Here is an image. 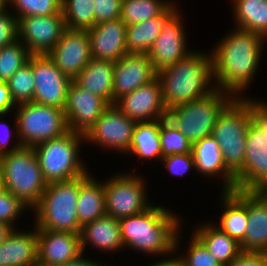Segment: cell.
<instances>
[{
	"label": "cell",
	"mask_w": 267,
	"mask_h": 266,
	"mask_svg": "<svg viewBox=\"0 0 267 266\" xmlns=\"http://www.w3.org/2000/svg\"><path fill=\"white\" fill-rule=\"evenodd\" d=\"M228 32L210 50L216 88L236 98L251 97L246 93L255 83L267 40L236 27Z\"/></svg>",
	"instance_id": "cell-1"
},
{
	"label": "cell",
	"mask_w": 267,
	"mask_h": 266,
	"mask_svg": "<svg viewBox=\"0 0 267 266\" xmlns=\"http://www.w3.org/2000/svg\"><path fill=\"white\" fill-rule=\"evenodd\" d=\"M181 215L154 203L141 213L119 219L124 248L162 259L175 254L176 237L184 224ZM182 223V224H181ZM167 255V256H166Z\"/></svg>",
	"instance_id": "cell-2"
},
{
	"label": "cell",
	"mask_w": 267,
	"mask_h": 266,
	"mask_svg": "<svg viewBox=\"0 0 267 266\" xmlns=\"http://www.w3.org/2000/svg\"><path fill=\"white\" fill-rule=\"evenodd\" d=\"M193 50L175 64L158 71L167 109L206 96L216 89L212 54Z\"/></svg>",
	"instance_id": "cell-3"
},
{
	"label": "cell",
	"mask_w": 267,
	"mask_h": 266,
	"mask_svg": "<svg viewBox=\"0 0 267 266\" xmlns=\"http://www.w3.org/2000/svg\"><path fill=\"white\" fill-rule=\"evenodd\" d=\"M80 177L47 184L38 204L32 209L37 229L80 234L77 200ZM34 212V213H33Z\"/></svg>",
	"instance_id": "cell-4"
},
{
	"label": "cell",
	"mask_w": 267,
	"mask_h": 266,
	"mask_svg": "<svg viewBox=\"0 0 267 266\" xmlns=\"http://www.w3.org/2000/svg\"><path fill=\"white\" fill-rule=\"evenodd\" d=\"M84 143L83 134L69 130L57 138L33 147L48 184L72 180L86 175L91 170L81 157L80 151Z\"/></svg>",
	"instance_id": "cell-5"
},
{
	"label": "cell",
	"mask_w": 267,
	"mask_h": 266,
	"mask_svg": "<svg viewBox=\"0 0 267 266\" xmlns=\"http://www.w3.org/2000/svg\"><path fill=\"white\" fill-rule=\"evenodd\" d=\"M250 120V97H235L218 116L212 131L222 151L225 167L235 180L243 173Z\"/></svg>",
	"instance_id": "cell-6"
},
{
	"label": "cell",
	"mask_w": 267,
	"mask_h": 266,
	"mask_svg": "<svg viewBox=\"0 0 267 266\" xmlns=\"http://www.w3.org/2000/svg\"><path fill=\"white\" fill-rule=\"evenodd\" d=\"M250 124L247 129L243 173L235 180V189H267V100L250 97Z\"/></svg>",
	"instance_id": "cell-7"
},
{
	"label": "cell",
	"mask_w": 267,
	"mask_h": 266,
	"mask_svg": "<svg viewBox=\"0 0 267 266\" xmlns=\"http://www.w3.org/2000/svg\"><path fill=\"white\" fill-rule=\"evenodd\" d=\"M33 147L22 146L3 155L1 187L10 191L31 210L47 187Z\"/></svg>",
	"instance_id": "cell-8"
},
{
	"label": "cell",
	"mask_w": 267,
	"mask_h": 266,
	"mask_svg": "<svg viewBox=\"0 0 267 266\" xmlns=\"http://www.w3.org/2000/svg\"><path fill=\"white\" fill-rule=\"evenodd\" d=\"M234 98L216 88L206 96L168 109L166 118L193 144L212 135L218 116Z\"/></svg>",
	"instance_id": "cell-9"
},
{
	"label": "cell",
	"mask_w": 267,
	"mask_h": 266,
	"mask_svg": "<svg viewBox=\"0 0 267 266\" xmlns=\"http://www.w3.org/2000/svg\"><path fill=\"white\" fill-rule=\"evenodd\" d=\"M14 115L23 146L34 147L69 131L63 109L32 101L16 104Z\"/></svg>",
	"instance_id": "cell-10"
},
{
	"label": "cell",
	"mask_w": 267,
	"mask_h": 266,
	"mask_svg": "<svg viewBox=\"0 0 267 266\" xmlns=\"http://www.w3.org/2000/svg\"><path fill=\"white\" fill-rule=\"evenodd\" d=\"M127 172V173H126ZM122 169L104 180L106 215L116 219L143 212L152 205L148 199V181L141 173Z\"/></svg>",
	"instance_id": "cell-11"
},
{
	"label": "cell",
	"mask_w": 267,
	"mask_h": 266,
	"mask_svg": "<svg viewBox=\"0 0 267 266\" xmlns=\"http://www.w3.org/2000/svg\"><path fill=\"white\" fill-rule=\"evenodd\" d=\"M136 121L129 119L115 105H109L94 126L84 135L85 144L99 146L102 150L127 155L133 139Z\"/></svg>",
	"instance_id": "cell-12"
},
{
	"label": "cell",
	"mask_w": 267,
	"mask_h": 266,
	"mask_svg": "<svg viewBox=\"0 0 267 266\" xmlns=\"http://www.w3.org/2000/svg\"><path fill=\"white\" fill-rule=\"evenodd\" d=\"M179 8L178 5L163 20L161 33L147 52V56L157 71L175 64L193 51L188 46L185 17H182L184 13Z\"/></svg>",
	"instance_id": "cell-13"
},
{
	"label": "cell",
	"mask_w": 267,
	"mask_h": 266,
	"mask_svg": "<svg viewBox=\"0 0 267 266\" xmlns=\"http://www.w3.org/2000/svg\"><path fill=\"white\" fill-rule=\"evenodd\" d=\"M18 40L32 55L48 54L67 29L63 12L17 20Z\"/></svg>",
	"instance_id": "cell-14"
},
{
	"label": "cell",
	"mask_w": 267,
	"mask_h": 266,
	"mask_svg": "<svg viewBox=\"0 0 267 266\" xmlns=\"http://www.w3.org/2000/svg\"><path fill=\"white\" fill-rule=\"evenodd\" d=\"M35 79L33 102L64 109L71 79L63 74L46 54L31 55Z\"/></svg>",
	"instance_id": "cell-15"
},
{
	"label": "cell",
	"mask_w": 267,
	"mask_h": 266,
	"mask_svg": "<svg viewBox=\"0 0 267 266\" xmlns=\"http://www.w3.org/2000/svg\"><path fill=\"white\" fill-rule=\"evenodd\" d=\"M108 106L102 97L80 87L72 80L63 109L69 130L85 135Z\"/></svg>",
	"instance_id": "cell-16"
},
{
	"label": "cell",
	"mask_w": 267,
	"mask_h": 266,
	"mask_svg": "<svg viewBox=\"0 0 267 266\" xmlns=\"http://www.w3.org/2000/svg\"><path fill=\"white\" fill-rule=\"evenodd\" d=\"M47 55L63 74L73 80L92 59L87 30L67 28Z\"/></svg>",
	"instance_id": "cell-17"
},
{
	"label": "cell",
	"mask_w": 267,
	"mask_h": 266,
	"mask_svg": "<svg viewBox=\"0 0 267 266\" xmlns=\"http://www.w3.org/2000/svg\"><path fill=\"white\" fill-rule=\"evenodd\" d=\"M115 105L124 115L136 122L164 119L168 111L163 101L158 77L135 91L123 95L115 102Z\"/></svg>",
	"instance_id": "cell-18"
},
{
	"label": "cell",
	"mask_w": 267,
	"mask_h": 266,
	"mask_svg": "<svg viewBox=\"0 0 267 266\" xmlns=\"http://www.w3.org/2000/svg\"><path fill=\"white\" fill-rule=\"evenodd\" d=\"M147 54L127 53L115 61L113 72V104L123 95L131 93L157 77Z\"/></svg>",
	"instance_id": "cell-19"
},
{
	"label": "cell",
	"mask_w": 267,
	"mask_h": 266,
	"mask_svg": "<svg viewBox=\"0 0 267 266\" xmlns=\"http://www.w3.org/2000/svg\"><path fill=\"white\" fill-rule=\"evenodd\" d=\"M37 235L40 266H61L83 253L80 234L37 229Z\"/></svg>",
	"instance_id": "cell-20"
},
{
	"label": "cell",
	"mask_w": 267,
	"mask_h": 266,
	"mask_svg": "<svg viewBox=\"0 0 267 266\" xmlns=\"http://www.w3.org/2000/svg\"><path fill=\"white\" fill-rule=\"evenodd\" d=\"M235 191L247 202L248 224L240 244L242 251L267 252V193Z\"/></svg>",
	"instance_id": "cell-21"
},
{
	"label": "cell",
	"mask_w": 267,
	"mask_h": 266,
	"mask_svg": "<svg viewBox=\"0 0 267 266\" xmlns=\"http://www.w3.org/2000/svg\"><path fill=\"white\" fill-rule=\"evenodd\" d=\"M127 25L120 19L109 20L87 29L92 58L118 61L127 53Z\"/></svg>",
	"instance_id": "cell-22"
},
{
	"label": "cell",
	"mask_w": 267,
	"mask_h": 266,
	"mask_svg": "<svg viewBox=\"0 0 267 266\" xmlns=\"http://www.w3.org/2000/svg\"><path fill=\"white\" fill-rule=\"evenodd\" d=\"M192 155L197 174L208 178H216L222 182L221 191L235 190V177L226 169L222 151L216 139L210 135L192 144ZM216 177V178H215Z\"/></svg>",
	"instance_id": "cell-23"
},
{
	"label": "cell",
	"mask_w": 267,
	"mask_h": 266,
	"mask_svg": "<svg viewBox=\"0 0 267 266\" xmlns=\"http://www.w3.org/2000/svg\"><path fill=\"white\" fill-rule=\"evenodd\" d=\"M38 265L37 228L11 229L0 244V266Z\"/></svg>",
	"instance_id": "cell-24"
},
{
	"label": "cell",
	"mask_w": 267,
	"mask_h": 266,
	"mask_svg": "<svg viewBox=\"0 0 267 266\" xmlns=\"http://www.w3.org/2000/svg\"><path fill=\"white\" fill-rule=\"evenodd\" d=\"M81 249L85 254L87 249L101 251V253L111 254L122 251L125 252L121 237L119 219L109 215H104L93 222L81 227L80 231ZM89 246H91L89 248ZM87 247V248H86Z\"/></svg>",
	"instance_id": "cell-25"
},
{
	"label": "cell",
	"mask_w": 267,
	"mask_h": 266,
	"mask_svg": "<svg viewBox=\"0 0 267 266\" xmlns=\"http://www.w3.org/2000/svg\"><path fill=\"white\" fill-rule=\"evenodd\" d=\"M219 203L221 215L214 224L241 244L248 224L247 202L233 190L221 191Z\"/></svg>",
	"instance_id": "cell-26"
},
{
	"label": "cell",
	"mask_w": 267,
	"mask_h": 266,
	"mask_svg": "<svg viewBox=\"0 0 267 266\" xmlns=\"http://www.w3.org/2000/svg\"><path fill=\"white\" fill-rule=\"evenodd\" d=\"M97 179L91 171L80 176L77 216L81 226L106 215L104 180Z\"/></svg>",
	"instance_id": "cell-27"
},
{
	"label": "cell",
	"mask_w": 267,
	"mask_h": 266,
	"mask_svg": "<svg viewBox=\"0 0 267 266\" xmlns=\"http://www.w3.org/2000/svg\"><path fill=\"white\" fill-rule=\"evenodd\" d=\"M115 62L92 58L73 79L80 87L113 104V72Z\"/></svg>",
	"instance_id": "cell-28"
},
{
	"label": "cell",
	"mask_w": 267,
	"mask_h": 266,
	"mask_svg": "<svg viewBox=\"0 0 267 266\" xmlns=\"http://www.w3.org/2000/svg\"><path fill=\"white\" fill-rule=\"evenodd\" d=\"M195 224L191 231L216 258L218 263L226 265L236 259L242 252L240 244L218 228L213 222ZM206 223V224H205Z\"/></svg>",
	"instance_id": "cell-29"
},
{
	"label": "cell",
	"mask_w": 267,
	"mask_h": 266,
	"mask_svg": "<svg viewBox=\"0 0 267 266\" xmlns=\"http://www.w3.org/2000/svg\"><path fill=\"white\" fill-rule=\"evenodd\" d=\"M176 0L159 17L126 28V48L128 53L147 54L162 30L163 20L179 5Z\"/></svg>",
	"instance_id": "cell-30"
},
{
	"label": "cell",
	"mask_w": 267,
	"mask_h": 266,
	"mask_svg": "<svg viewBox=\"0 0 267 266\" xmlns=\"http://www.w3.org/2000/svg\"><path fill=\"white\" fill-rule=\"evenodd\" d=\"M229 1L235 24L232 26L257 33L267 40V0Z\"/></svg>",
	"instance_id": "cell-31"
},
{
	"label": "cell",
	"mask_w": 267,
	"mask_h": 266,
	"mask_svg": "<svg viewBox=\"0 0 267 266\" xmlns=\"http://www.w3.org/2000/svg\"><path fill=\"white\" fill-rule=\"evenodd\" d=\"M160 120L137 122L133 131V139L128 156L137 157L142 163L153 159L161 161L162 149L159 137ZM143 160V161H142Z\"/></svg>",
	"instance_id": "cell-32"
},
{
	"label": "cell",
	"mask_w": 267,
	"mask_h": 266,
	"mask_svg": "<svg viewBox=\"0 0 267 266\" xmlns=\"http://www.w3.org/2000/svg\"><path fill=\"white\" fill-rule=\"evenodd\" d=\"M174 0H123L120 19L128 26L159 17Z\"/></svg>",
	"instance_id": "cell-33"
},
{
	"label": "cell",
	"mask_w": 267,
	"mask_h": 266,
	"mask_svg": "<svg viewBox=\"0 0 267 266\" xmlns=\"http://www.w3.org/2000/svg\"><path fill=\"white\" fill-rule=\"evenodd\" d=\"M181 231H183L182 228L179 230L176 237L175 254L183 262L184 266H225L221 263H218L216 258L208 252V249L205 247V245L193 233L190 234L191 236L188 238L189 244H186L187 248H185V251L183 252L180 249L183 244L181 241L183 238V232L181 233Z\"/></svg>",
	"instance_id": "cell-34"
},
{
	"label": "cell",
	"mask_w": 267,
	"mask_h": 266,
	"mask_svg": "<svg viewBox=\"0 0 267 266\" xmlns=\"http://www.w3.org/2000/svg\"><path fill=\"white\" fill-rule=\"evenodd\" d=\"M95 0H62V12L68 29L87 30L94 27Z\"/></svg>",
	"instance_id": "cell-35"
},
{
	"label": "cell",
	"mask_w": 267,
	"mask_h": 266,
	"mask_svg": "<svg viewBox=\"0 0 267 266\" xmlns=\"http://www.w3.org/2000/svg\"><path fill=\"white\" fill-rule=\"evenodd\" d=\"M31 55L20 40L1 47L0 79L7 82L22 66L28 63Z\"/></svg>",
	"instance_id": "cell-36"
},
{
	"label": "cell",
	"mask_w": 267,
	"mask_h": 266,
	"mask_svg": "<svg viewBox=\"0 0 267 266\" xmlns=\"http://www.w3.org/2000/svg\"><path fill=\"white\" fill-rule=\"evenodd\" d=\"M159 137L162 157L192 153V143L167 118L160 119Z\"/></svg>",
	"instance_id": "cell-37"
},
{
	"label": "cell",
	"mask_w": 267,
	"mask_h": 266,
	"mask_svg": "<svg viewBox=\"0 0 267 266\" xmlns=\"http://www.w3.org/2000/svg\"><path fill=\"white\" fill-rule=\"evenodd\" d=\"M6 83L15 104L33 101L35 79L31 67V56L28 63L22 66Z\"/></svg>",
	"instance_id": "cell-38"
},
{
	"label": "cell",
	"mask_w": 267,
	"mask_h": 266,
	"mask_svg": "<svg viewBox=\"0 0 267 266\" xmlns=\"http://www.w3.org/2000/svg\"><path fill=\"white\" fill-rule=\"evenodd\" d=\"M9 8L17 20L28 16H48L62 12V0H9Z\"/></svg>",
	"instance_id": "cell-39"
},
{
	"label": "cell",
	"mask_w": 267,
	"mask_h": 266,
	"mask_svg": "<svg viewBox=\"0 0 267 266\" xmlns=\"http://www.w3.org/2000/svg\"><path fill=\"white\" fill-rule=\"evenodd\" d=\"M31 213V209L10 191L0 187V223L7 225L11 229H18L17 220ZM26 213V214H25Z\"/></svg>",
	"instance_id": "cell-40"
},
{
	"label": "cell",
	"mask_w": 267,
	"mask_h": 266,
	"mask_svg": "<svg viewBox=\"0 0 267 266\" xmlns=\"http://www.w3.org/2000/svg\"><path fill=\"white\" fill-rule=\"evenodd\" d=\"M8 117H12V119L14 118L13 121H11L13 122L11 124H14L13 126L10 125L8 119L5 120ZM11 127H13L14 129ZM22 146L23 145L20 143L18 137L17 120L14 116V112L0 115V154L4 155L6 153L13 152L15 150H18Z\"/></svg>",
	"instance_id": "cell-41"
},
{
	"label": "cell",
	"mask_w": 267,
	"mask_h": 266,
	"mask_svg": "<svg viewBox=\"0 0 267 266\" xmlns=\"http://www.w3.org/2000/svg\"><path fill=\"white\" fill-rule=\"evenodd\" d=\"M161 165L168 171V174L175 176H187L189 172L196 171L192 153L173 154L161 158Z\"/></svg>",
	"instance_id": "cell-42"
},
{
	"label": "cell",
	"mask_w": 267,
	"mask_h": 266,
	"mask_svg": "<svg viewBox=\"0 0 267 266\" xmlns=\"http://www.w3.org/2000/svg\"><path fill=\"white\" fill-rule=\"evenodd\" d=\"M123 0H95L94 26L109 20L120 18Z\"/></svg>",
	"instance_id": "cell-43"
},
{
	"label": "cell",
	"mask_w": 267,
	"mask_h": 266,
	"mask_svg": "<svg viewBox=\"0 0 267 266\" xmlns=\"http://www.w3.org/2000/svg\"><path fill=\"white\" fill-rule=\"evenodd\" d=\"M18 40L17 18L9 9L0 14V48Z\"/></svg>",
	"instance_id": "cell-44"
},
{
	"label": "cell",
	"mask_w": 267,
	"mask_h": 266,
	"mask_svg": "<svg viewBox=\"0 0 267 266\" xmlns=\"http://www.w3.org/2000/svg\"><path fill=\"white\" fill-rule=\"evenodd\" d=\"M267 252L242 251L240 255L225 266H265Z\"/></svg>",
	"instance_id": "cell-45"
},
{
	"label": "cell",
	"mask_w": 267,
	"mask_h": 266,
	"mask_svg": "<svg viewBox=\"0 0 267 266\" xmlns=\"http://www.w3.org/2000/svg\"><path fill=\"white\" fill-rule=\"evenodd\" d=\"M16 108L6 82L0 86V115L13 113Z\"/></svg>",
	"instance_id": "cell-46"
},
{
	"label": "cell",
	"mask_w": 267,
	"mask_h": 266,
	"mask_svg": "<svg viewBox=\"0 0 267 266\" xmlns=\"http://www.w3.org/2000/svg\"><path fill=\"white\" fill-rule=\"evenodd\" d=\"M86 254L82 253L78 258L69 261L66 264L61 266H108L107 263H102L103 261H99L96 259L89 258ZM107 264V265H106Z\"/></svg>",
	"instance_id": "cell-47"
},
{
	"label": "cell",
	"mask_w": 267,
	"mask_h": 266,
	"mask_svg": "<svg viewBox=\"0 0 267 266\" xmlns=\"http://www.w3.org/2000/svg\"><path fill=\"white\" fill-rule=\"evenodd\" d=\"M148 266H184V264L178 258V256H176V254H174V255L167 257V258H164V259L161 258L160 260L158 257L157 262H156V260H154V262L149 263Z\"/></svg>",
	"instance_id": "cell-48"
},
{
	"label": "cell",
	"mask_w": 267,
	"mask_h": 266,
	"mask_svg": "<svg viewBox=\"0 0 267 266\" xmlns=\"http://www.w3.org/2000/svg\"><path fill=\"white\" fill-rule=\"evenodd\" d=\"M11 228L5 224L0 223V244L4 241Z\"/></svg>",
	"instance_id": "cell-49"
},
{
	"label": "cell",
	"mask_w": 267,
	"mask_h": 266,
	"mask_svg": "<svg viewBox=\"0 0 267 266\" xmlns=\"http://www.w3.org/2000/svg\"><path fill=\"white\" fill-rule=\"evenodd\" d=\"M9 9V0H0V14Z\"/></svg>",
	"instance_id": "cell-50"
},
{
	"label": "cell",
	"mask_w": 267,
	"mask_h": 266,
	"mask_svg": "<svg viewBox=\"0 0 267 266\" xmlns=\"http://www.w3.org/2000/svg\"><path fill=\"white\" fill-rule=\"evenodd\" d=\"M2 173H3V155L0 154V186L2 183Z\"/></svg>",
	"instance_id": "cell-51"
},
{
	"label": "cell",
	"mask_w": 267,
	"mask_h": 266,
	"mask_svg": "<svg viewBox=\"0 0 267 266\" xmlns=\"http://www.w3.org/2000/svg\"><path fill=\"white\" fill-rule=\"evenodd\" d=\"M4 82L0 79V86L3 84Z\"/></svg>",
	"instance_id": "cell-52"
}]
</instances>
